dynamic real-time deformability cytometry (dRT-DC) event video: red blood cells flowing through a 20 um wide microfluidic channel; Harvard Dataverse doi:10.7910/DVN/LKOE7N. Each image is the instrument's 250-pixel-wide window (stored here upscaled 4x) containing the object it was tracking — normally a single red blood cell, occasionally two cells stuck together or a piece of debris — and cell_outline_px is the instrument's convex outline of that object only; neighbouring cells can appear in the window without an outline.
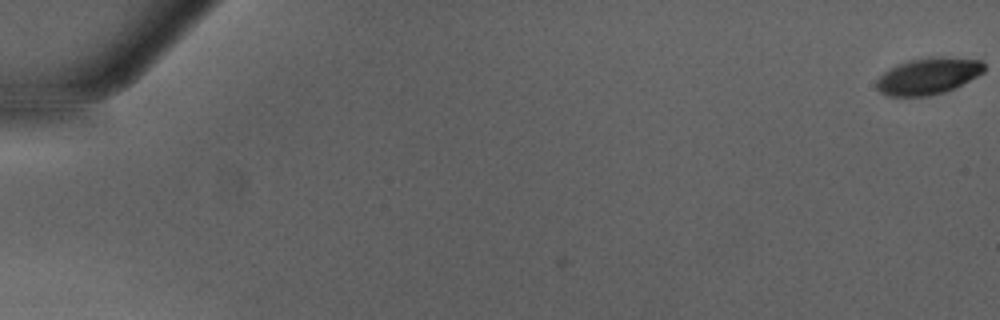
{"species": "Egyptian fruit bat (a non-hibernating species)", "species_latin": "Rousettus aegyptiacus", "temperature_condition": "warm", "stored_images_in_passage": 3, "camera_frame_rate_fps": 3000, "um_per_image_px": 0.085, "animal": {"sex": "male"}, "frame": {"image": 1, "passage_image": 1, "time_ms": 0.0, "image_size_px": [1000, 320], "cell_outline_px": [[984, 72], [956, 88], [944, 92], [928, 96], [888, 96], [880, 92], [876, 88], [876, 80], [884, 72], [896, 64], [908, 60], [932, 56], [940, 56], [980, 60], [984, 64]], "centroid_in_image_um": [78.88, 6.46], "position_along_channel_um": 6.1, "area_um2": 23.12}}